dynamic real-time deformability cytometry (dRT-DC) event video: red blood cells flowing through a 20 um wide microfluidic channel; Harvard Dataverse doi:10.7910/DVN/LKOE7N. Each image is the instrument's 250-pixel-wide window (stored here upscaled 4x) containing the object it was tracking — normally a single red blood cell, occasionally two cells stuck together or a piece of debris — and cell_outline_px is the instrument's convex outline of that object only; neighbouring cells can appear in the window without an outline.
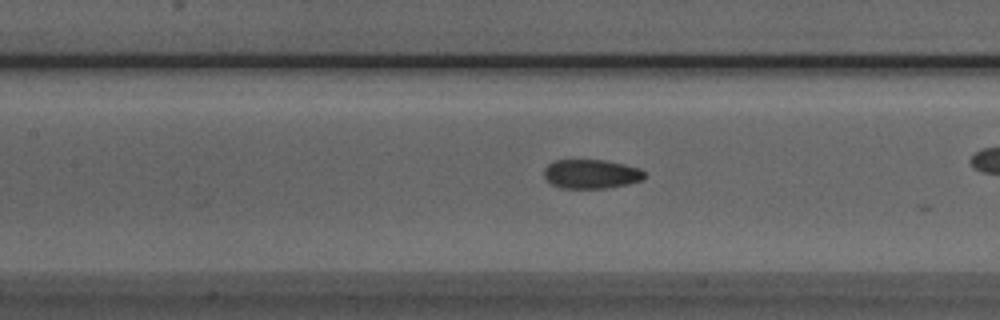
{"species": "Egyptian fruit bat (a non-hibernating species)", "species_latin": "Rousettus aegyptiacus", "temperature_condition": "room temperature", "stored_images_in_passage": 21, "camera_frame_rate_fps": 3000, "um_per_image_px": 0.085, "animal": {"sex": "male"}, "frame": {"image": 1, "passage_image": 9, "time_ms": 2.667, "image_size_px": [1000, 320], "cell_outline_px": [[644, 180], [628, 184], [604, 188], [560, 188], [552, 184], [544, 176], [544, 168], [552, 160], [604, 160], [624, 164], [640, 168], [644, 172]], "centroid_in_image_um": [50.24, 14.78], "position_along_channel_um": 157.2, "area_um2": 17.11}}
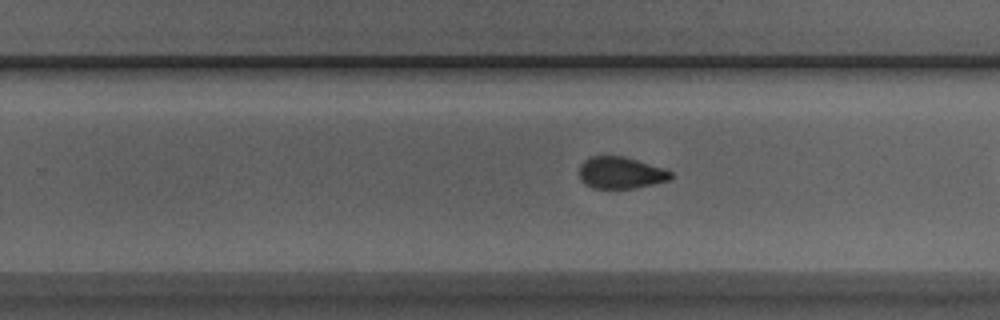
{"frame": {"image": 2, "passage_image": 18, "time_ms": 5.667, "image_size_px": [1000, 320], "cell_outline_px": [[672, 176], [668, 180], [652, 184], [632, 188], [592, 188], [584, 184], [580, 176], [580, 164], [584, 160], [592, 156], [624, 156], [664, 168], [672, 172]], "centroid_in_image_um": [52.74, 14.68], "position_along_channel_um": 277.1, "area_um2": 16.82}}